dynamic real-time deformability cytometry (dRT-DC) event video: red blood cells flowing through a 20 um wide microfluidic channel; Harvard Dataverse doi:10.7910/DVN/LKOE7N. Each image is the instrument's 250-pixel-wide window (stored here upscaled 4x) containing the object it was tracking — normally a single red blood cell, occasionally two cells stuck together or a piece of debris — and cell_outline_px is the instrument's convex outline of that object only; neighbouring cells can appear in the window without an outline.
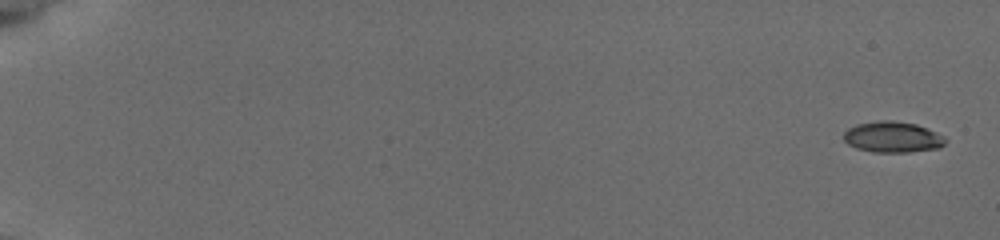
{"species": "common noctule bat (a hibernating species)", "species_latin": "Nyctalus noctula", "temperature_condition": "cold", "stored_images_in_passage": 23, "camera_frame_rate_fps": 3000, "um_per_image_px": 0.085, "animal": {"sex": "female", "body_mass_g": 19.5, "forearm_length_mm": 54.1}, "frame": {"image": 1, "passage_image": 1, "time_ms": 0.0, "image_size_px": [1000, 240], "cell_outline_px": [[948, 140], [940, 148], [908, 152], [872, 152], [856, 148], [848, 144], [844, 140], [844, 132], [848, 128], [856, 124], [880, 120], [892, 120], [916, 124], [928, 128], [944, 136]], "centroid_in_image_um": [75.89, 11.65], "position_along_channel_um": 9.1, "area_um2": 18.5}}
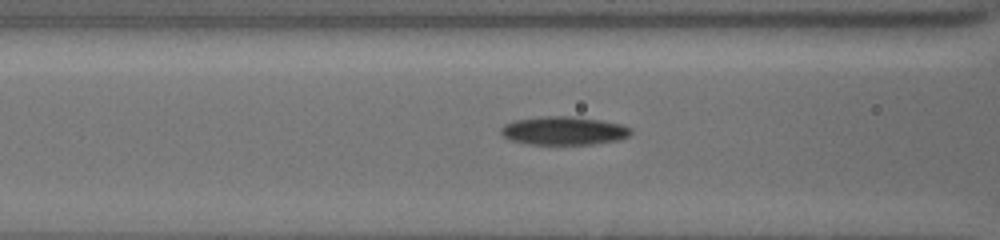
{"frame": {"image": 2, "passage_image": 14, "time_ms": 8.0, "image_size_px": [1000, 240], "cell_outline_px": [[632, 132], [628, 136], [616, 140], [592, 144], [528, 144], [512, 140], [504, 136], [500, 132], [500, 128], [504, 124], [512, 120], [540, 116], [572, 116], [600, 120], [620, 124], [628, 128]], "centroid_in_image_um": [47.85, 11.1], "position_along_channel_um": 118.7, "area_um2": 21.39}}
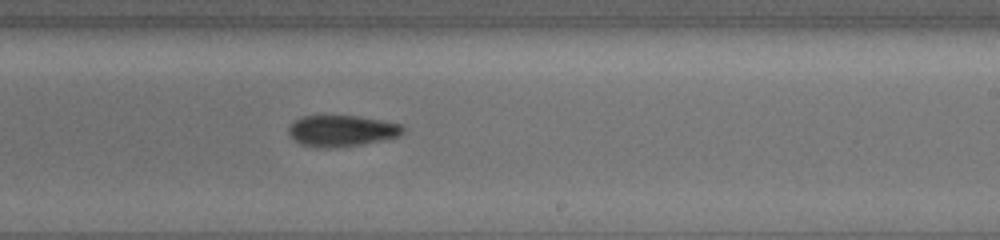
{"frame": {"image": 3, "passage_image": 23, "time_ms": 11.667, "image_size_px": [1000, 240], "cell_outline_px": [[404, 132], [400, 136], [388, 140], [336, 148], [312, 148], [300, 144], [288, 136], [288, 128], [300, 116], [360, 116], [400, 124], [404, 128]], "centroid_in_image_um": [29.04, 11.14], "position_along_channel_um": 260.0, "area_um2": 21.21}}